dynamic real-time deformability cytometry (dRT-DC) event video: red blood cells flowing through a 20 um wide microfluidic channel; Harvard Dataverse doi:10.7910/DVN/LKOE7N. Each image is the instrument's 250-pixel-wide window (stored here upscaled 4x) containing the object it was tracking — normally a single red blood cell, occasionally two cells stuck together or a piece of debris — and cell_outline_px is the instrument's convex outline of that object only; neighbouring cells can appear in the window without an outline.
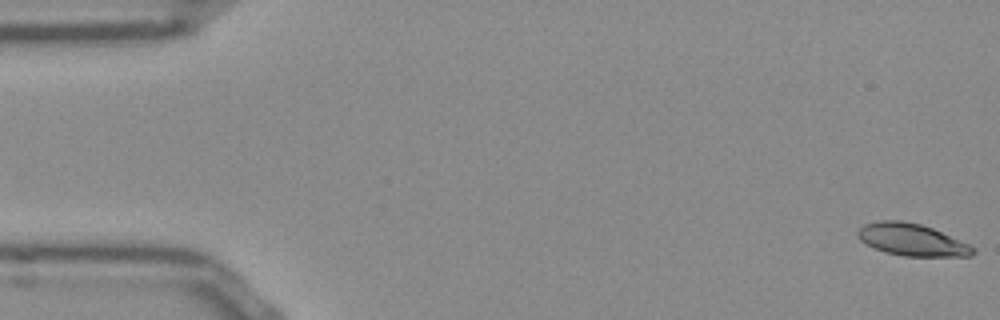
{"species": "Egyptian fruit bat (a non-hibernating species)", "species_latin": "Rousettus aegyptiacus", "temperature_condition": "room temperature", "stored_images_in_passage": 12, "camera_frame_rate_fps": 3000, "um_per_image_px": 0.085, "frame": {"image": 1, "passage_image": 1, "time_ms": 0.0, "image_size_px": [1000, 320], "cell_outline_px": [[976, 252], [972, 256], [904, 256], [888, 252], [876, 248], [860, 240], [856, 232], [864, 224], [876, 220], [900, 220], [920, 224], [932, 228], [968, 244], [976, 248]], "centroid_in_image_um": [77.51, 20.37], "position_along_channel_um": 7.5, "area_um2": 21.33}}